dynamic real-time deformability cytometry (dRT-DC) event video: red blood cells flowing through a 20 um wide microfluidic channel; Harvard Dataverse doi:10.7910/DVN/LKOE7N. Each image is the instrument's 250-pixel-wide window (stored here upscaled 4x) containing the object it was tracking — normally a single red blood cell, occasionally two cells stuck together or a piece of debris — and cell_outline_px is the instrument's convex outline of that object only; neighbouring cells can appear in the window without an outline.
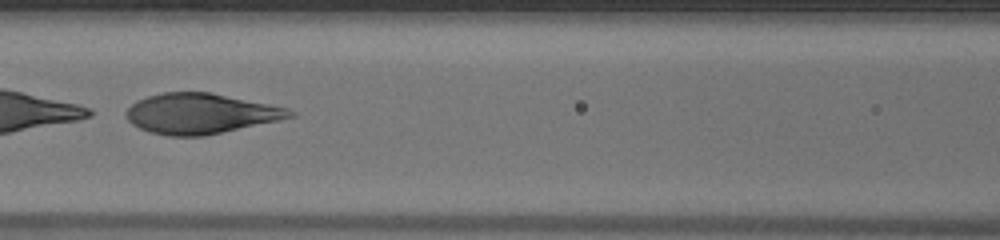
{"species": "human", "species_latin": "Homo sapiens", "temperature_condition": "warm", "stored_images_in_passage": 39, "camera_frame_rate_fps": 3000, "um_per_image_px": 0.085, "donor": {"sex": "male"}, "frame": {"image": 1, "passage_image": 12, "time_ms": 3.667, "image_size_px": [1000, 240], "cell_outline_px": [[296, 116], [280, 120], [204, 136], [168, 136], [148, 132], [132, 124], [124, 116], [124, 112], [136, 100], [148, 96], [164, 92], [212, 92], [288, 108], [296, 112]], "centroid_in_image_um": [17.03, 9.65], "position_along_channel_um": 149.6, "area_um2": 38.67}}
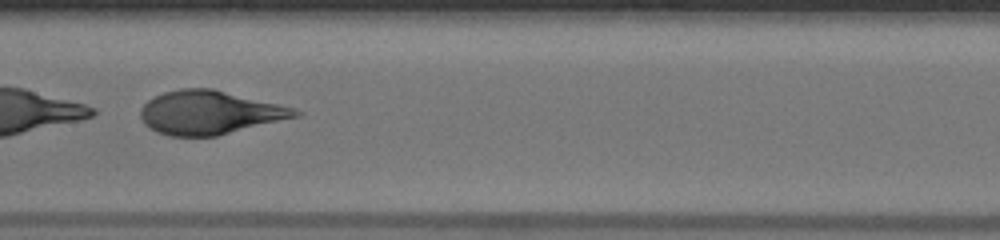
{"frame": {"image": 2, "passage_image": 15, "time_ms": 4.667, "image_size_px": [1000, 240], "cell_outline_px": [[304, 112], [300, 116], [216, 136], [168, 136], [156, 132], [144, 124], [140, 116], [140, 108], [148, 100], [164, 92], [180, 88], [212, 88], [296, 108]], "centroid_in_image_um": [17.82, 9.57], "position_along_channel_um": 189.6, "area_um2": 39.42}}
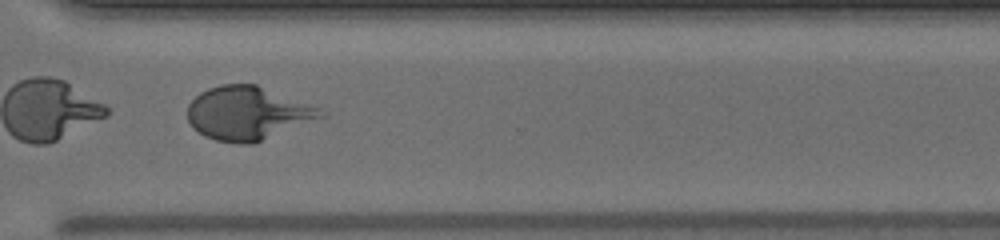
{"frame": {"image": 3, "passage_image": 27, "time_ms": 8.667, "image_size_px": [1000, 240], "cell_outline_px": [[328, 116], [252, 144], [240, 144], [216, 140], [204, 136], [192, 128], [188, 120], [188, 104], [200, 92], [208, 88], [220, 84], [256, 84], [320, 108], [328, 112]], "centroid_in_image_um": [21.07, 9.63], "position_along_channel_um": 349.5, "area_um2": 41.73}}